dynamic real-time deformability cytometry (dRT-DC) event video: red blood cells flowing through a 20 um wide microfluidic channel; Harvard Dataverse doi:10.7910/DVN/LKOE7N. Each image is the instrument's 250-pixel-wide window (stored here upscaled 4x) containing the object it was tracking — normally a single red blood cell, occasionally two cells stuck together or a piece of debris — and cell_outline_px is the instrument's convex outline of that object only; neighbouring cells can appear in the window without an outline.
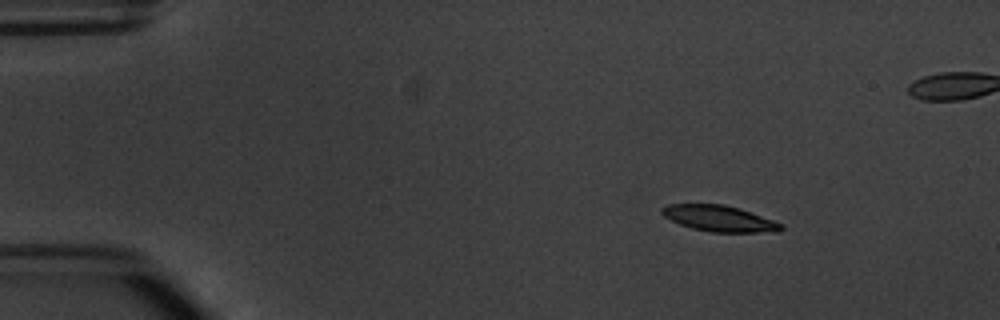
{"species": "common noctule bat (a hibernating species)", "species_latin": "Nyctalus noctula", "temperature_condition": "warm", "stored_images_in_passage": 7, "camera_frame_rate_fps": 3000, "um_per_image_px": 0.085, "animal": {"sex": "male", "body_mass_g": 20.1, "forearm_length_mm": 53.5}, "frame": {"image": 1, "passage_image": 2, "time_ms": 1.333, "image_size_px": [1000, 320], "cell_outline_px": [[784, 228], [780, 232], [712, 232], [692, 228], [680, 224], [664, 216], [660, 212], [660, 208], [668, 204], [724, 204], [740, 208], [784, 224]], "centroid_in_image_um": [61.17, 18.57], "position_along_channel_um": 23.8, "area_um2": 18.15}}
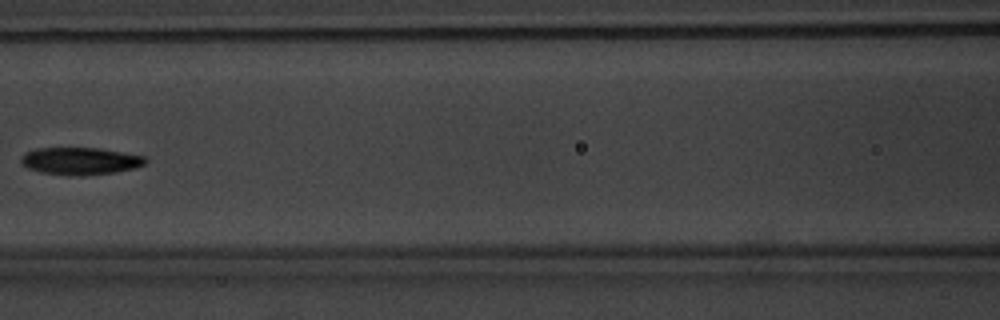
{"frame": {"image": 2, "passage_image": 6, "time_ms": 7.0, "image_size_px": [1000, 320], "cell_outline_px": [[148, 160], [144, 164], [136, 168], [116, 172], [84, 176], [68, 176], [40, 172], [28, 168], [20, 160], [20, 156], [24, 152], [36, 148], [100, 148], [144, 156]], "centroid_in_image_um": [6.81, 13.69], "position_along_channel_um": 159.8, "area_um2": 20.06}}
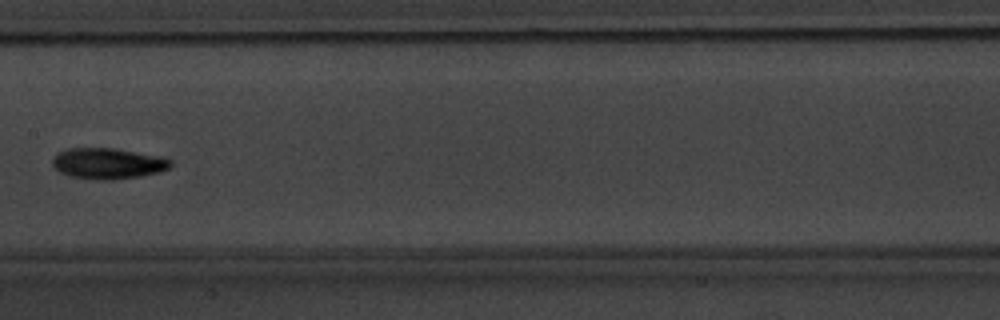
{"frame": {"image": 3, "passage_image": 7, "time_ms": 8.0, "image_size_px": [1000, 320], "cell_outline_px": [[172, 164], [168, 168], [160, 172], [140, 176], [112, 180], [100, 180], [68, 176], [60, 172], [52, 164], [52, 160], [60, 152], [68, 148], [112, 148], [160, 156], [172, 160]], "centroid_in_image_um": [9.18, 13.9], "position_along_channel_um": 198.2, "area_um2": 21.15}}